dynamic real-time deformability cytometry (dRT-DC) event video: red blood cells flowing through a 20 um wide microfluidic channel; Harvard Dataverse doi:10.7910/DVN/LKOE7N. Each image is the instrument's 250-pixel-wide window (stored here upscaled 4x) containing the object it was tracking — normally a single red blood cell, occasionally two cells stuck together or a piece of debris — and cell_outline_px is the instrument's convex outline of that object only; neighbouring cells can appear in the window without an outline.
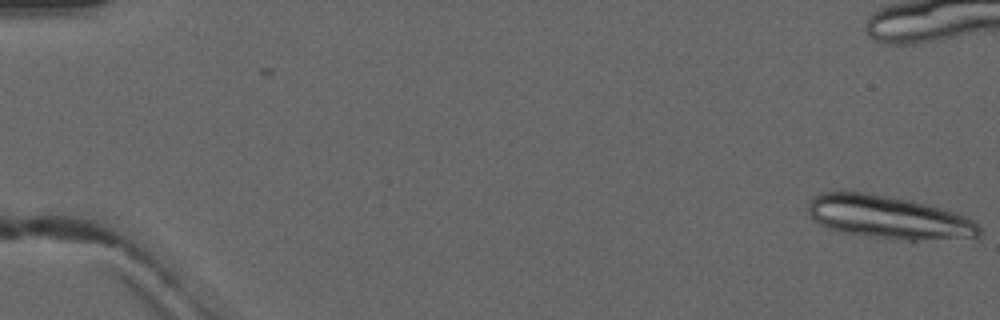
{"species": "common noctule bat (a hibernating species)", "species_latin": "Nyctalus noctula", "temperature_condition": "warm", "stored_images_in_passage": 2, "camera_frame_rate_fps": 3000, "um_per_image_px": 0.085, "animal": {"sex": "male", "forearm_length_mm": 52.5}, "frame": {"image": 1, "passage_image": 2, "time_ms": 2.0, "image_size_px": [1000, 320], "cell_outline_px": [[984, 232], [976, 240], [908, 240], [844, 232], [828, 228], [812, 220], [808, 212], [808, 200], [812, 196], [820, 192], [868, 192], [912, 200], [956, 212], [980, 224]], "centroid_in_image_um": [75.63, 18.47], "position_along_channel_um": 9.4, "area_um2": 43.7}}